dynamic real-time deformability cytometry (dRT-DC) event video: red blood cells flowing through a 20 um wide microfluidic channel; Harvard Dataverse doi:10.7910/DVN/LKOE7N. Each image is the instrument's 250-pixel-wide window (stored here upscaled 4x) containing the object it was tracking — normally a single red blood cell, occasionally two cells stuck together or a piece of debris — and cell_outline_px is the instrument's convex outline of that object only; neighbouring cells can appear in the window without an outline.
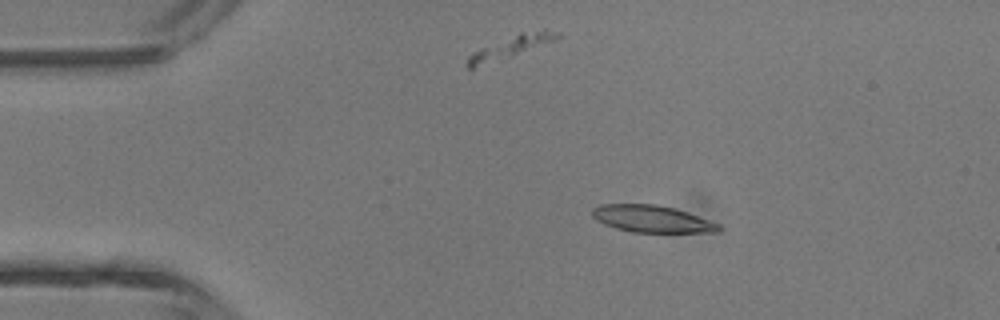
{"species": "common noctule bat (a hibernating species)", "species_latin": "Nyctalus noctula", "temperature_condition": "room temperature", "stored_images_in_passage": 5, "camera_frame_rate_fps": 3000, "um_per_image_px": 0.085, "animal": {"sex": "male", "body_mass_g": 13.3}, "frame": {"image": 1, "passage_image": 3, "time_ms": 2.333, "image_size_px": [1000, 320], "cell_outline_px": [[724, 228], [720, 232], [632, 232], [616, 228], [604, 224], [596, 220], [592, 216], [592, 208], [600, 204], [656, 204], [676, 208], [688, 212], [720, 224]], "centroid_in_image_um": [55.44, 18.6], "position_along_channel_um": 29.6, "area_um2": 20.11}}